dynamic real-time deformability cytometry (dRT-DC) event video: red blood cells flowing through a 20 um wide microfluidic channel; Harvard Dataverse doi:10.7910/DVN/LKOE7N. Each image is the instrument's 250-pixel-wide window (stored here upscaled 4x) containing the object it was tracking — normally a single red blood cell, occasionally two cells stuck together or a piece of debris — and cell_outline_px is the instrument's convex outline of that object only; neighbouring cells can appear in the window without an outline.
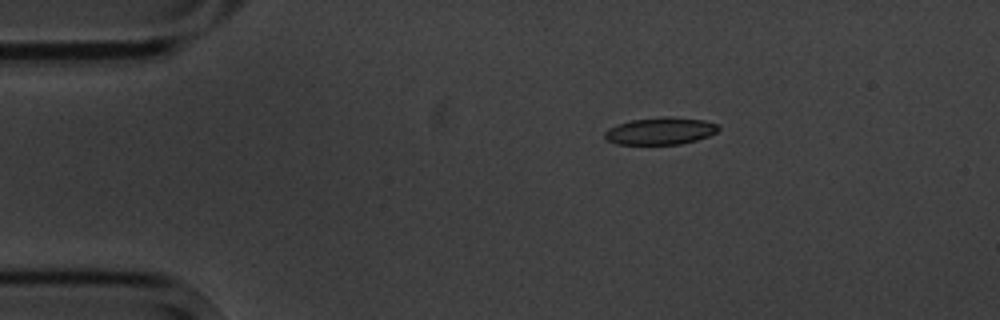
{"species": "common noctule bat (a hibernating species)", "species_latin": "Nyctalus noctula", "temperature_condition": "cold", "stored_images_in_passage": 4, "camera_frame_rate_fps": 3000, "um_per_image_px": 0.085, "animal": {"sex": "male", "body_mass_g": 20.1, "forearm_length_mm": 53.5}, "frame": {"image": 1, "passage_image": 1, "time_ms": 0.0, "image_size_px": [1000, 320], "cell_outline_px": [[720, 128], [716, 132], [708, 136], [696, 140], [680, 144], [616, 144], [608, 140], [604, 136], [604, 132], [608, 128], [616, 124], [632, 120], [664, 116], [704, 120], [720, 124]], "centroid_in_image_um": [56.14, 11.13], "position_along_channel_um": 28.9, "area_um2": 18.03}}
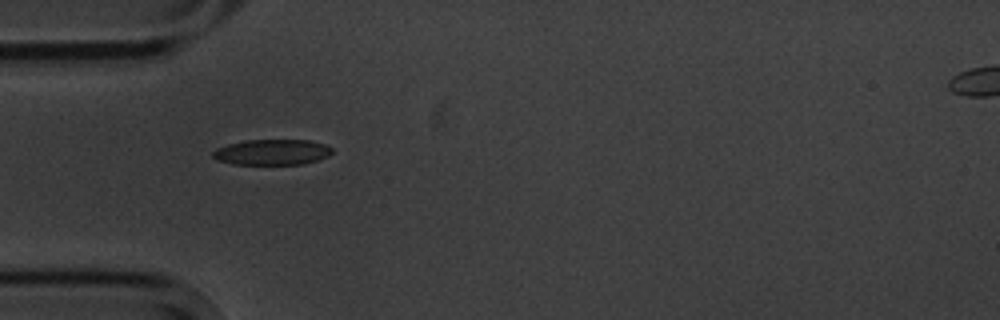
{"frame": {"image": 2, "passage_image": 3, "time_ms": 2.333, "image_size_px": [1000, 320], "cell_outline_px": [[332, 152], [328, 156], [320, 160], [304, 164], [232, 164], [216, 160], [212, 156], [212, 152], [216, 148], [228, 144], [244, 140], [308, 140], [324, 144], [332, 148]], "centroid_in_image_um": [23.11, 12.93], "position_along_channel_um": 61.9, "area_um2": 17.92}}
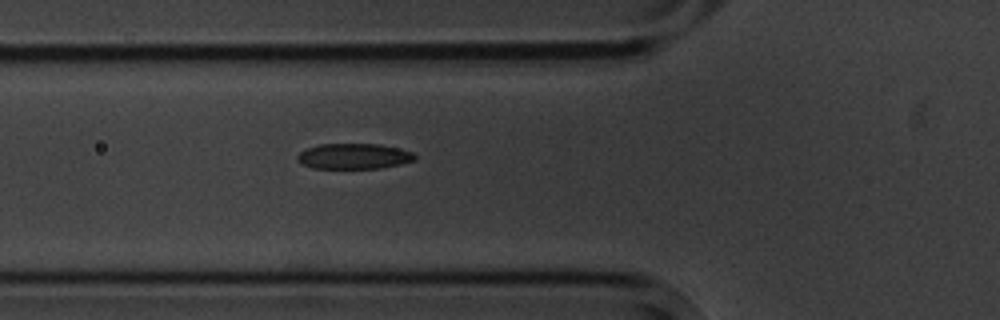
{"frame": {"image": 3, "passage_image": 4, "time_ms": 3.333, "image_size_px": [1000, 320], "cell_outline_px": [[416, 160], [400, 164], [380, 168], [312, 168], [296, 160], [296, 156], [304, 148], [320, 144], [380, 144], [412, 152], [416, 156]], "centroid_in_image_um": [30.05, 13.28], "position_along_channel_um": 95.8, "area_um2": 17.46}}